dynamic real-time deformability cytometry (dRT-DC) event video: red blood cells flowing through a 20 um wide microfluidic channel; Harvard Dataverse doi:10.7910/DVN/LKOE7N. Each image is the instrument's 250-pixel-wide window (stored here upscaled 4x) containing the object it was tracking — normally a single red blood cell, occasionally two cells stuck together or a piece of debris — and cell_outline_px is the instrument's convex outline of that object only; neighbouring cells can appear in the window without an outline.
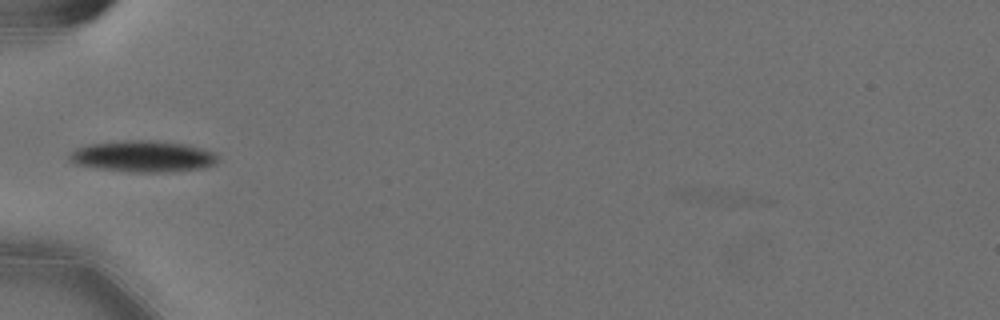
{"species": "Egyptian fruit bat (a non-hibernating species)", "species_latin": "Rousettus aegyptiacus", "temperature_condition": "cold", "stored_images_in_passage": 26, "camera_frame_rate_fps": 3000, "um_per_image_px": 0.085, "animal": {"sex": "female"}, "frame": {"image": 1, "passage_image": 9, "time_ms": 2.667, "image_size_px": [1000, 320], "cell_outline_px": [[220, 160], [216, 164], [204, 168], [168, 172], [136, 172], [96, 168], [72, 164], [68, 160], [68, 156], [76, 148], [92, 144], [132, 140], [148, 140], [184, 144], [200, 148], [212, 152]], "centroid_in_image_um": [12.14, 13.31], "position_along_channel_um": 72.9, "area_um2": 26.93}}
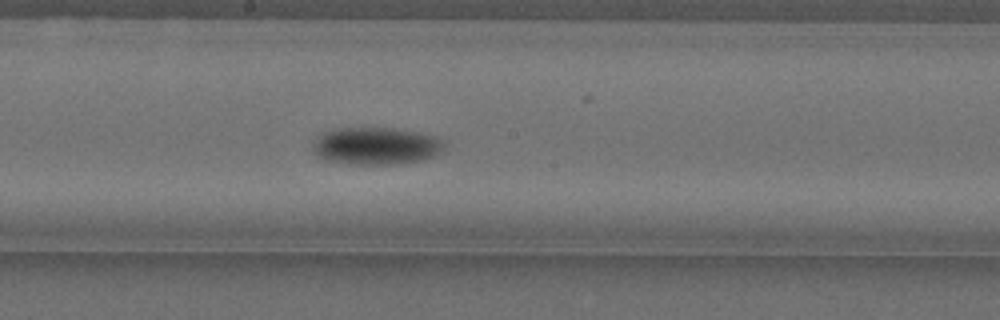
{"frame": {"image": 2, "passage_image": 21, "time_ms": 6.667, "image_size_px": [1000, 320], "cell_outline_px": [[444, 144], [440, 152], [424, 160], [396, 164], [348, 164], [324, 160], [316, 156], [312, 152], [312, 148], [316, 140], [324, 132], [340, 128], [392, 128], [416, 132], [432, 136], [440, 140]], "centroid_in_image_um": [31.9, 12.42], "position_along_channel_um": 216.3, "area_um2": 28.38}}
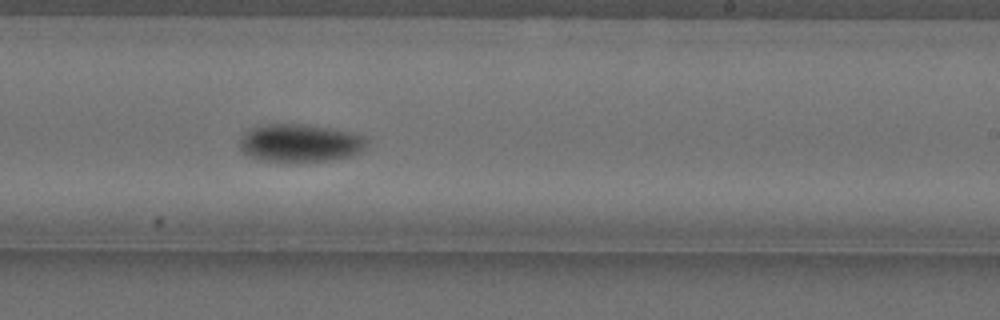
{"frame": {"image": 3, "passage_image": 25, "time_ms": 8.0, "image_size_px": [1000, 320], "cell_outline_px": [[368, 144], [360, 152], [352, 156], [328, 160], [260, 160], [248, 156], [240, 148], [240, 136], [248, 128], [256, 124], [308, 124], [352, 132], [364, 136], [368, 140]], "centroid_in_image_um": [25.49, 12.12], "position_along_channel_um": 263.5, "area_um2": 28.15}}